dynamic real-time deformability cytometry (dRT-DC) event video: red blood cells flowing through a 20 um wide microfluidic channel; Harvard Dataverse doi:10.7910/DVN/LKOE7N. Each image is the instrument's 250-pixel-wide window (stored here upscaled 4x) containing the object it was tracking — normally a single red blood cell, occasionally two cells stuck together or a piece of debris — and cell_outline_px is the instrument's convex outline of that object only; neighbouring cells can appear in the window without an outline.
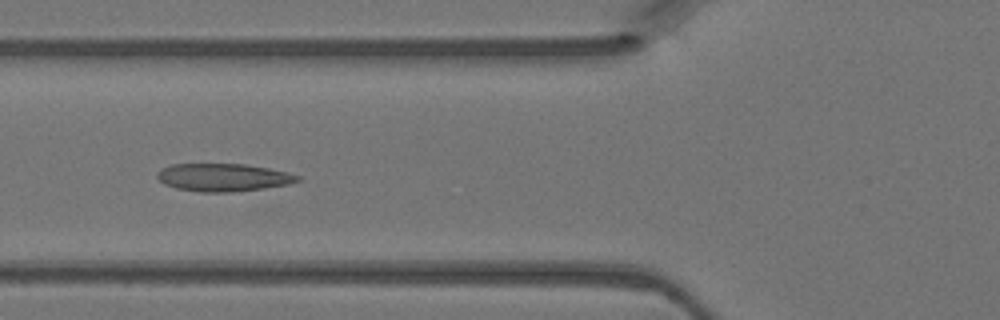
{"species": "Egyptian fruit bat (a non-hibernating species)", "species_latin": "Rousettus aegyptiacus", "temperature_condition": "warm", "stored_images_in_passage": 39, "camera_frame_rate_fps": 3000, "um_per_image_px": 0.085, "animal": {"sex": "female"}, "frame": {"image": 1, "passage_image": 14, "time_ms": 4.333, "image_size_px": [1000, 320], "cell_outline_px": [[300, 180], [288, 184], [264, 188], [232, 192], [200, 192], [176, 188], [164, 184], [156, 176], [156, 172], [160, 168], [172, 164], [244, 164], [268, 168], [288, 172], [300, 176]], "centroid_in_image_um": [18.94, 15.08], "position_along_channel_um": 106.9, "area_um2": 22.77}}
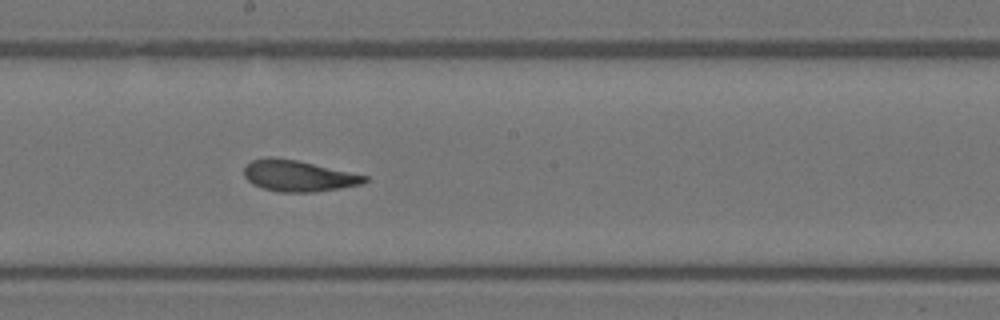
{"frame": {"image": 2, "passage_image": 22, "time_ms": 7.0, "image_size_px": [1000, 320], "cell_outline_px": [[368, 180], [364, 184], [316, 192], [276, 192], [252, 184], [244, 176], [244, 164], [252, 160], [268, 156], [272, 156], [296, 160], [368, 176]], "centroid_in_image_um": [25.32, 14.95], "position_along_channel_um": 222.9, "area_um2": 22.02}}
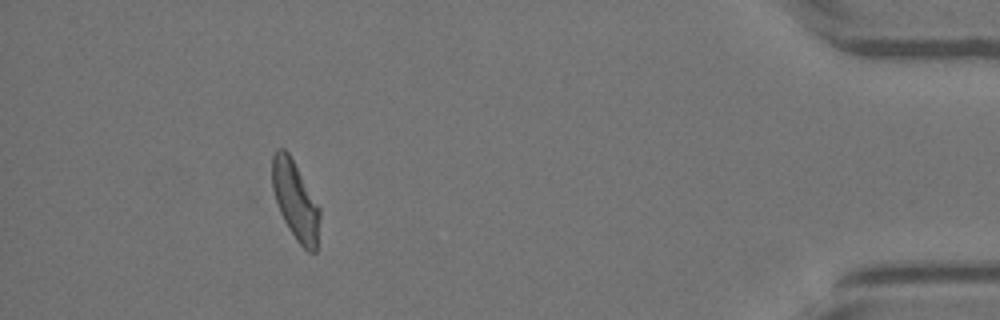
{"frame": {"image": 3, "passage_image": 39, "time_ms": 12.667, "image_size_px": [1000, 320], "cell_outline_px": [[320, 216], [316, 252], [308, 252], [296, 240], [288, 228], [280, 212], [272, 188], [272, 156], [276, 148], [284, 148], [288, 152], [320, 208]], "centroid_in_image_um": [25.1, 17.05], "position_along_channel_um": 410.1, "area_um2": 21.56}}